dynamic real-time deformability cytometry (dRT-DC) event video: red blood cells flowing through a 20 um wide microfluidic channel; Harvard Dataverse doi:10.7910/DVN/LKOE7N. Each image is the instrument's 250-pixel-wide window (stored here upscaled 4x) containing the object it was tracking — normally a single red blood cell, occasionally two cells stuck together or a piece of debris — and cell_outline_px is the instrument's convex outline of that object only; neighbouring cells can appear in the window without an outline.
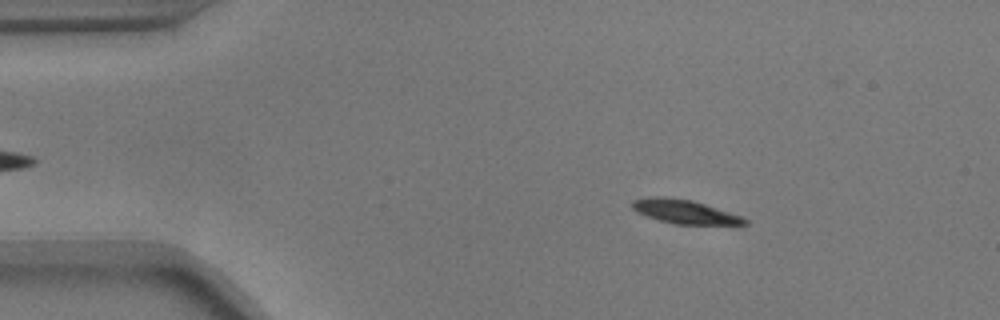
{"species": "common noctule bat (a hibernating species)", "species_latin": "Nyctalus noctula", "temperature_condition": "warm", "stored_images_in_passage": 54, "camera_frame_rate_fps": 3000, "um_per_image_px": 0.085, "animal": {"sex": "male", "body_mass_g": 17.9}, "frame": {"image": 1, "passage_image": 8, "time_ms": 2.333, "image_size_px": [1000, 320], "cell_outline_px": [[748, 224], [740, 228], [672, 224], [636, 212], [632, 208], [632, 200], [648, 196], [664, 196], [692, 200], [744, 216], [748, 220]], "centroid_in_image_um": [58.39, 18.05], "position_along_channel_um": 26.6, "area_um2": 16.82}}
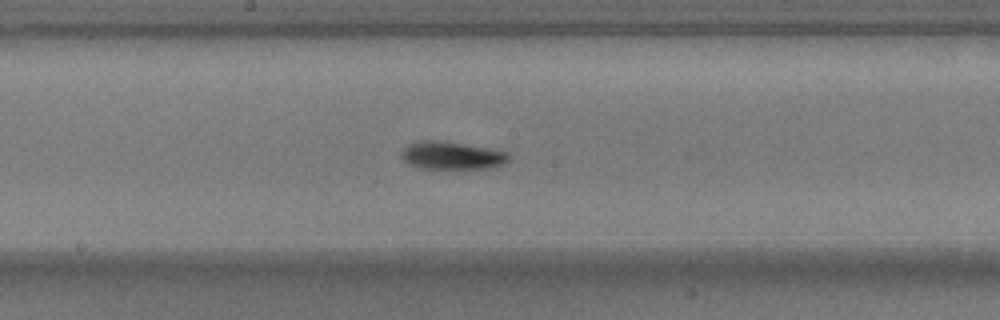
{"frame": {"image": 2, "passage_image": 28, "time_ms": 9.0, "image_size_px": [1000, 320], "cell_outline_px": [[512, 156], [504, 164], [488, 168], [416, 168], [408, 164], [400, 156], [400, 152], [408, 144], [420, 140], [440, 140], [464, 144], [508, 152]], "centroid_in_image_um": [38.37, 13.21], "position_along_channel_um": 209.8, "area_um2": 17.46}}
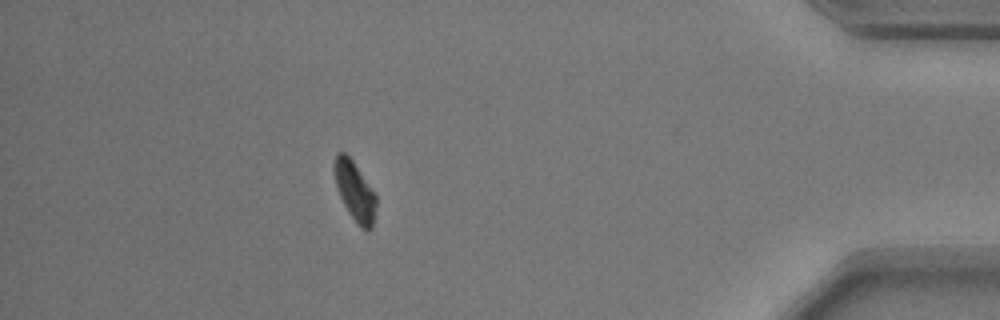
{"frame": {"image": 3, "passage_image": 48, "time_ms": 15.667, "image_size_px": [1000, 320], "cell_outline_px": [[376, 204], [372, 228], [368, 232], [360, 228], [348, 212], [340, 196], [336, 184], [332, 168], [332, 164], [336, 152], [344, 152], [352, 160], [376, 196]], "centroid_in_image_um": [30.12, 16.25], "position_along_channel_um": 405.1, "area_um2": 14.39}, "authors_computed_cell_mechanics": {"area_um2": 16.2129, "velocity_mm_per_s": 3.6588, "shape_relaxation_time_tau1_ms": 2.7217, "shape_relaxation_time_tau2_ms": 2.0957, "deformation_change_tau1": 0.1837, "deformation_change_tau2": 0.0657}}